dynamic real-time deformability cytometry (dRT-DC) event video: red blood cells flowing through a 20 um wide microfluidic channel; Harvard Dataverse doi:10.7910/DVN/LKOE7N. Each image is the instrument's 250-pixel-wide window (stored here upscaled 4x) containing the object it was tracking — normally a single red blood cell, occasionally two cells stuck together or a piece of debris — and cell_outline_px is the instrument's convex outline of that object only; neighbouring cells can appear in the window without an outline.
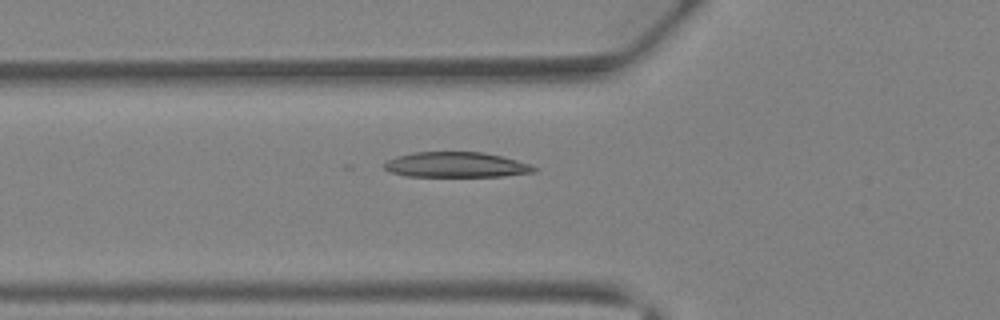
{"species": "Egyptian fruit bat (a non-hibernating species)", "species_latin": "Rousettus aegyptiacus", "temperature_condition": "warm", "stored_images_in_passage": 21, "camera_frame_rate_fps": 3000, "um_per_image_px": 0.085, "animal": {"sex": "female"}, "frame": {"image": 1, "passage_image": 5, "time_ms": 1.333, "image_size_px": [1000, 320], "cell_outline_px": [[528, 168], [516, 172], [488, 176], [424, 176], [400, 172], [412, 156], [428, 152], [472, 152], [492, 156], [508, 160]], "centroid_in_image_um": [39.02, 14.01], "position_along_channel_um": 86.8, "area_um2": 16.94}}
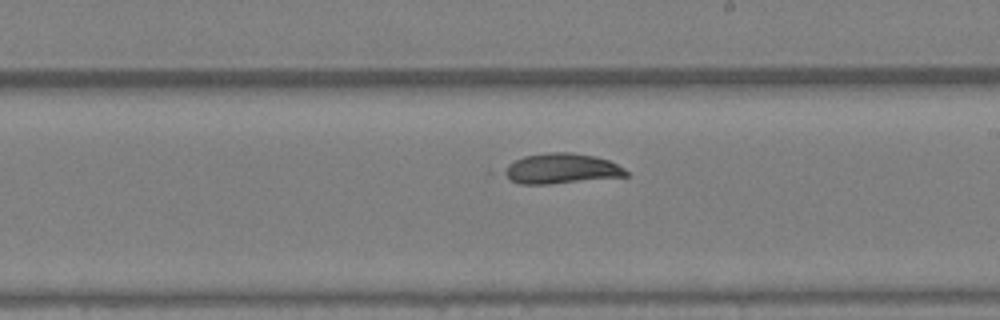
{"frame": {"image": 2, "passage_image": 14, "time_ms": 4.333, "image_size_px": [1000, 320], "cell_outline_px": [[624, 176], [564, 180], [516, 180], [508, 172], [524, 160], [532, 156], [584, 156], [604, 160], [620, 168], [624, 172]], "centroid_in_image_um": [47.94, 14.33], "position_along_channel_um": 241.1, "area_um2": 16.13}}
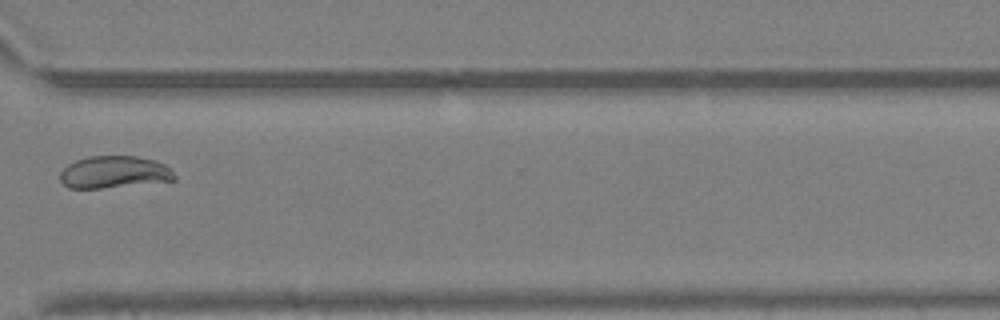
{"frame": {"image": 3, "passage_image": 21, "time_ms": 6.667, "image_size_px": [1000, 320], "cell_outline_px": [[172, 180], [92, 188], [76, 188], [104, 156], [124, 156], [144, 160]], "centroid_in_image_um": [10.33, 14.7], "position_along_channel_um": 360.3, "area_um2": 13.53}}